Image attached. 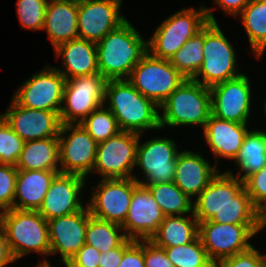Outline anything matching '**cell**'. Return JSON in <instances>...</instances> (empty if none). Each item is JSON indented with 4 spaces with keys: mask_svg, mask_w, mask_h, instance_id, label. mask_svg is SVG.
<instances>
[{
    "mask_svg": "<svg viewBox=\"0 0 266 267\" xmlns=\"http://www.w3.org/2000/svg\"><path fill=\"white\" fill-rule=\"evenodd\" d=\"M250 80L245 74L210 87L211 115L247 124L251 108Z\"/></svg>",
    "mask_w": 266,
    "mask_h": 267,
    "instance_id": "obj_16",
    "label": "cell"
},
{
    "mask_svg": "<svg viewBox=\"0 0 266 267\" xmlns=\"http://www.w3.org/2000/svg\"><path fill=\"white\" fill-rule=\"evenodd\" d=\"M244 187L253 205L261 211L266 206V165L244 180Z\"/></svg>",
    "mask_w": 266,
    "mask_h": 267,
    "instance_id": "obj_39",
    "label": "cell"
},
{
    "mask_svg": "<svg viewBox=\"0 0 266 267\" xmlns=\"http://www.w3.org/2000/svg\"><path fill=\"white\" fill-rule=\"evenodd\" d=\"M247 133V124L222 120L213 115L209 117L203 129L207 145L211 148L215 160L218 156L235 160Z\"/></svg>",
    "mask_w": 266,
    "mask_h": 267,
    "instance_id": "obj_23",
    "label": "cell"
},
{
    "mask_svg": "<svg viewBox=\"0 0 266 267\" xmlns=\"http://www.w3.org/2000/svg\"><path fill=\"white\" fill-rule=\"evenodd\" d=\"M263 224H224L206 220L198 223V236L215 264L250 249L248 241L263 230Z\"/></svg>",
    "mask_w": 266,
    "mask_h": 267,
    "instance_id": "obj_9",
    "label": "cell"
},
{
    "mask_svg": "<svg viewBox=\"0 0 266 267\" xmlns=\"http://www.w3.org/2000/svg\"><path fill=\"white\" fill-rule=\"evenodd\" d=\"M86 178L77 174L59 173L51 183L40 208L37 210L46 220L73 214L85 208L80 192Z\"/></svg>",
    "mask_w": 266,
    "mask_h": 267,
    "instance_id": "obj_21",
    "label": "cell"
},
{
    "mask_svg": "<svg viewBox=\"0 0 266 267\" xmlns=\"http://www.w3.org/2000/svg\"><path fill=\"white\" fill-rule=\"evenodd\" d=\"M203 47L204 28L187 40L169 61L186 79H193L204 60Z\"/></svg>",
    "mask_w": 266,
    "mask_h": 267,
    "instance_id": "obj_33",
    "label": "cell"
},
{
    "mask_svg": "<svg viewBox=\"0 0 266 267\" xmlns=\"http://www.w3.org/2000/svg\"><path fill=\"white\" fill-rule=\"evenodd\" d=\"M54 50L57 57H62L65 70L56 69L66 80L99 73L96 43L76 38L58 45Z\"/></svg>",
    "mask_w": 266,
    "mask_h": 267,
    "instance_id": "obj_24",
    "label": "cell"
},
{
    "mask_svg": "<svg viewBox=\"0 0 266 267\" xmlns=\"http://www.w3.org/2000/svg\"><path fill=\"white\" fill-rule=\"evenodd\" d=\"M135 240L127 238L119 247L103 252L100 255L98 267H118L120 264L124 251Z\"/></svg>",
    "mask_w": 266,
    "mask_h": 267,
    "instance_id": "obj_44",
    "label": "cell"
},
{
    "mask_svg": "<svg viewBox=\"0 0 266 267\" xmlns=\"http://www.w3.org/2000/svg\"><path fill=\"white\" fill-rule=\"evenodd\" d=\"M141 136L134 132L120 131L98 143L92 172L96 171L103 179L133 178L138 182L132 171L135 168L137 146Z\"/></svg>",
    "mask_w": 266,
    "mask_h": 267,
    "instance_id": "obj_11",
    "label": "cell"
},
{
    "mask_svg": "<svg viewBox=\"0 0 266 267\" xmlns=\"http://www.w3.org/2000/svg\"><path fill=\"white\" fill-rule=\"evenodd\" d=\"M165 216L193 213V203L174 182L146 186Z\"/></svg>",
    "mask_w": 266,
    "mask_h": 267,
    "instance_id": "obj_31",
    "label": "cell"
},
{
    "mask_svg": "<svg viewBox=\"0 0 266 267\" xmlns=\"http://www.w3.org/2000/svg\"><path fill=\"white\" fill-rule=\"evenodd\" d=\"M239 166L237 178L244 181L266 165V131L251 130L245 135L235 161Z\"/></svg>",
    "mask_w": 266,
    "mask_h": 267,
    "instance_id": "obj_29",
    "label": "cell"
},
{
    "mask_svg": "<svg viewBox=\"0 0 266 267\" xmlns=\"http://www.w3.org/2000/svg\"><path fill=\"white\" fill-rule=\"evenodd\" d=\"M14 259L10 250L4 229L0 223V267H5L9 263H13Z\"/></svg>",
    "mask_w": 266,
    "mask_h": 267,
    "instance_id": "obj_46",
    "label": "cell"
},
{
    "mask_svg": "<svg viewBox=\"0 0 266 267\" xmlns=\"http://www.w3.org/2000/svg\"><path fill=\"white\" fill-rule=\"evenodd\" d=\"M90 217L91 214L86 204L85 208L73 214L47 220L49 255L60 253L61 261L66 265L85 244L86 227Z\"/></svg>",
    "mask_w": 266,
    "mask_h": 267,
    "instance_id": "obj_18",
    "label": "cell"
},
{
    "mask_svg": "<svg viewBox=\"0 0 266 267\" xmlns=\"http://www.w3.org/2000/svg\"><path fill=\"white\" fill-rule=\"evenodd\" d=\"M164 217L149 189L139 184L133 190L128 214L121 227L129 239L150 240Z\"/></svg>",
    "mask_w": 266,
    "mask_h": 267,
    "instance_id": "obj_19",
    "label": "cell"
},
{
    "mask_svg": "<svg viewBox=\"0 0 266 267\" xmlns=\"http://www.w3.org/2000/svg\"><path fill=\"white\" fill-rule=\"evenodd\" d=\"M66 78L56 67L46 66L19 87L13 99L25 108L60 114Z\"/></svg>",
    "mask_w": 266,
    "mask_h": 267,
    "instance_id": "obj_12",
    "label": "cell"
},
{
    "mask_svg": "<svg viewBox=\"0 0 266 267\" xmlns=\"http://www.w3.org/2000/svg\"><path fill=\"white\" fill-rule=\"evenodd\" d=\"M163 249L175 267H214L199 236L186 245Z\"/></svg>",
    "mask_w": 266,
    "mask_h": 267,
    "instance_id": "obj_34",
    "label": "cell"
},
{
    "mask_svg": "<svg viewBox=\"0 0 266 267\" xmlns=\"http://www.w3.org/2000/svg\"><path fill=\"white\" fill-rule=\"evenodd\" d=\"M59 173L51 170H18L13 209L37 211Z\"/></svg>",
    "mask_w": 266,
    "mask_h": 267,
    "instance_id": "obj_26",
    "label": "cell"
},
{
    "mask_svg": "<svg viewBox=\"0 0 266 267\" xmlns=\"http://www.w3.org/2000/svg\"><path fill=\"white\" fill-rule=\"evenodd\" d=\"M118 267H145L144 243L134 241L125 251Z\"/></svg>",
    "mask_w": 266,
    "mask_h": 267,
    "instance_id": "obj_43",
    "label": "cell"
},
{
    "mask_svg": "<svg viewBox=\"0 0 266 267\" xmlns=\"http://www.w3.org/2000/svg\"><path fill=\"white\" fill-rule=\"evenodd\" d=\"M214 166L196 152H179L175 168L174 183L190 198L198 196L218 174L217 162Z\"/></svg>",
    "mask_w": 266,
    "mask_h": 267,
    "instance_id": "obj_22",
    "label": "cell"
},
{
    "mask_svg": "<svg viewBox=\"0 0 266 267\" xmlns=\"http://www.w3.org/2000/svg\"><path fill=\"white\" fill-rule=\"evenodd\" d=\"M107 80L100 74L67 79L59 117L61 124H80L105 103Z\"/></svg>",
    "mask_w": 266,
    "mask_h": 267,
    "instance_id": "obj_10",
    "label": "cell"
},
{
    "mask_svg": "<svg viewBox=\"0 0 266 267\" xmlns=\"http://www.w3.org/2000/svg\"><path fill=\"white\" fill-rule=\"evenodd\" d=\"M239 16L252 52L260 58L266 50V0H250Z\"/></svg>",
    "mask_w": 266,
    "mask_h": 267,
    "instance_id": "obj_30",
    "label": "cell"
},
{
    "mask_svg": "<svg viewBox=\"0 0 266 267\" xmlns=\"http://www.w3.org/2000/svg\"><path fill=\"white\" fill-rule=\"evenodd\" d=\"M177 155L176 143L169 138H153L142 144L138 143L135 167L139 166L145 176V181L140 180L138 183L146 187L173 182Z\"/></svg>",
    "mask_w": 266,
    "mask_h": 267,
    "instance_id": "obj_15",
    "label": "cell"
},
{
    "mask_svg": "<svg viewBox=\"0 0 266 267\" xmlns=\"http://www.w3.org/2000/svg\"><path fill=\"white\" fill-rule=\"evenodd\" d=\"M78 0H49L43 30H46L54 49L78 38Z\"/></svg>",
    "mask_w": 266,
    "mask_h": 267,
    "instance_id": "obj_25",
    "label": "cell"
},
{
    "mask_svg": "<svg viewBox=\"0 0 266 267\" xmlns=\"http://www.w3.org/2000/svg\"><path fill=\"white\" fill-rule=\"evenodd\" d=\"M36 267H52L47 260L40 261V264H38Z\"/></svg>",
    "mask_w": 266,
    "mask_h": 267,
    "instance_id": "obj_48",
    "label": "cell"
},
{
    "mask_svg": "<svg viewBox=\"0 0 266 267\" xmlns=\"http://www.w3.org/2000/svg\"><path fill=\"white\" fill-rule=\"evenodd\" d=\"M0 223L15 260L31 252L49 255L48 223L38 211L12 208L0 213Z\"/></svg>",
    "mask_w": 266,
    "mask_h": 267,
    "instance_id": "obj_6",
    "label": "cell"
},
{
    "mask_svg": "<svg viewBox=\"0 0 266 267\" xmlns=\"http://www.w3.org/2000/svg\"><path fill=\"white\" fill-rule=\"evenodd\" d=\"M99 73L108 80L128 79L131 71L148 52L147 41L129 23L123 22L97 44Z\"/></svg>",
    "mask_w": 266,
    "mask_h": 267,
    "instance_id": "obj_2",
    "label": "cell"
},
{
    "mask_svg": "<svg viewBox=\"0 0 266 267\" xmlns=\"http://www.w3.org/2000/svg\"><path fill=\"white\" fill-rule=\"evenodd\" d=\"M58 138L60 173L86 178L93 171L98 143L80 124H61Z\"/></svg>",
    "mask_w": 266,
    "mask_h": 267,
    "instance_id": "obj_14",
    "label": "cell"
},
{
    "mask_svg": "<svg viewBox=\"0 0 266 267\" xmlns=\"http://www.w3.org/2000/svg\"><path fill=\"white\" fill-rule=\"evenodd\" d=\"M17 173L16 166L0 164V213L13 208Z\"/></svg>",
    "mask_w": 266,
    "mask_h": 267,
    "instance_id": "obj_38",
    "label": "cell"
},
{
    "mask_svg": "<svg viewBox=\"0 0 266 267\" xmlns=\"http://www.w3.org/2000/svg\"><path fill=\"white\" fill-rule=\"evenodd\" d=\"M264 111H265V116H266V100L264 101Z\"/></svg>",
    "mask_w": 266,
    "mask_h": 267,
    "instance_id": "obj_49",
    "label": "cell"
},
{
    "mask_svg": "<svg viewBox=\"0 0 266 267\" xmlns=\"http://www.w3.org/2000/svg\"><path fill=\"white\" fill-rule=\"evenodd\" d=\"M192 219L183 215L165 216L158 231L151 237L156 247L169 248L186 245L198 236V221L193 213Z\"/></svg>",
    "mask_w": 266,
    "mask_h": 267,
    "instance_id": "obj_28",
    "label": "cell"
},
{
    "mask_svg": "<svg viewBox=\"0 0 266 267\" xmlns=\"http://www.w3.org/2000/svg\"><path fill=\"white\" fill-rule=\"evenodd\" d=\"M260 219L263 226H266V206L260 211Z\"/></svg>",
    "mask_w": 266,
    "mask_h": 267,
    "instance_id": "obj_47",
    "label": "cell"
},
{
    "mask_svg": "<svg viewBox=\"0 0 266 267\" xmlns=\"http://www.w3.org/2000/svg\"><path fill=\"white\" fill-rule=\"evenodd\" d=\"M160 128L166 125H201L204 129L211 116L210 88L193 79L183 83L159 107Z\"/></svg>",
    "mask_w": 266,
    "mask_h": 267,
    "instance_id": "obj_5",
    "label": "cell"
},
{
    "mask_svg": "<svg viewBox=\"0 0 266 267\" xmlns=\"http://www.w3.org/2000/svg\"><path fill=\"white\" fill-rule=\"evenodd\" d=\"M213 9L202 4L198 10L182 9L169 16L156 28L151 39L147 41L148 52L153 57L170 60L187 40L209 22L216 23Z\"/></svg>",
    "mask_w": 266,
    "mask_h": 267,
    "instance_id": "obj_4",
    "label": "cell"
},
{
    "mask_svg": "<svg viewBox=\"0 0 266 267\" xmlns=\"http://www.w3.org/2000/svg\"><path fill=\"white\" fill-rule=\"evenodd\" d=\"M204 60L193 80L203 86L212 87L240 76L236 67V53L224 36L217 22H209L204 27ZM202 76V81L198 78Z\"/></svg>",
    "mask_w": 266,
    "mask_h": 267,
    "instance_id": "obj_7",
    "label": "cell"
},
{
    "mask_svg": "<svg viewBox=\"0 0 266 267\" xmlns=\"http://www.w3.org/2000/svg\"><path fill=\"white\" fill-rule=\"evenodd\" d=\"M138 185L133 178H102L93 187L95 191L87 203L91 216L122 225L128 214L133 190Z\"/></svg>",
    "mask_w": 266,
    "mask_h": 267,
    "instance_id": "obj_13",
    "label": "cell"
},
{
    "mask_svg": "<svg viewBox=\"0 0 266 267\" xmlns=\"http://www.w3.org/2000/svg\"><path fill=\"white\" fill-rule=\"evenodd\" d=\"M185 79L169 60L153 57L147 52L127 80L160 107Z\"/></svg>",
    "mask_w": 266,
    "mask_h": 267,
    "instance_id": "obj_8",
    "label": "cell"
},
{
    "mask_svg": "<svg viewBox=\"0 0 266 267\" xmlns=\"http://www.w3.org/2000/svg\"><path fill=\"white\" fill-rule=\"evenodd\" d=\"M24 143L0 114V164L16 166Z\"/></svg>",
    "mask_w": 266,
    "mask_h": 267,
    "instance_id": "obj_36",
    "label": "cell"
},
{
    "mask_svg": "<svg viewBox=\"0 0 266 267\" xmlns=\"http://www.w3.org/2000/svg\"><path fill=\"white\" fill-rule=\"evenodd\" d=\"M228 15L238 16L250 0H214Z\"/></svg>",
    "mask_w": 266,
    "mask_h": 267,
    "instance_id": "obj_45",
    "label": "cell"
},
{
    "mask_svg": "<svg viewBox=\"0 0 266 267\" xmlns=\"http://www.w3.org/2000/svg\"><path fill=\"white\" fill-rule=\"evenodd\" d=\"M122 0H78V38L98 43L127 19L120 13Z\"/></svg>",
    "mask_w": 266,
    "mask_h": 267,
    "instance_id": "obj_17",
    "label": "cell"
},
{
    "mask_svg": "<svg viewBox=\"0 0 266 267\" xmlns=\"http://www.w3.org/2000/svg\"><path fill=\"white\" fill-rule=\"evenodd\" d=\"M48 0H17V14L22 28L43 30Z\"/></svg>",
    "mask_w": 266,
    "mask_h": 267,
    "instance_id": "obj_37",
    "label": "cell"
},
{
    "mask_svg": "<svg viewBox=\"0 0 266 267\" xmlns=\"http://www.w3.org/2000/svg\"><path fill=\"white\" fill-rule=\"evenodd\" d=\"M193 214L198 223L210 220L224 224H262L260 211L247 194L244 181L231 170L218 172L196 197Z\"/></svg>",
    "mask_w": 266,
    "mask_h": 267,
    "instance_id": "obj_1",
    "label": "cell"
},
{
    "mask_svg": "<svg viewBox=\"0 0 266 267\" xmlns=\"http://www.w3.org/2000/svg\"><path fill=\"white\" fill-rule=\"evenodd\" d=\"M58 162L59 138L49 137L26 141L16 168L17 170L60 171Z\"/></svg>",
    "mask_w": 266,
    "mask_h": 267,
    "instance_id": "obj_27",
    "label": "cell"
},
{
    "mask_svg": "<svg viewBox=\"0 0 266 267\" xmlns=\"http://www.w3.org/2000/svg\"><path fill=\"white\" fill-rule=\"evenodd\" d=\"M265 262L266 254H260V252L252 246L247 251L220 260L214 264V267H264Z\"/></svg>",
    "mask_w": 266,
    "mask_h": 267,
    "instance_id": "obj_40",
    "label": "cell"
},
{
    "mask_svg": "<svg viewBox=\"0 0 266 267\" xmlns=\"http://www.w3.org/2000/svg\"><path fill=\"white\" fill-rule=\"evenodd\" d=\"M106 106L115 116L121 131L142 134L160 129L159 107L143 96L127 79L108 80L105 87Z\"/></svg>",
    "mask_w": 266,
    "mask_h": 267,
    "instance_id": "obj_3",
    "label": "cell"
},
{
    "mask_svg": "<svg viewBox=\"0 0 266 267\" xmlns=\"http://www.w3.org/2000/svg\"><path fill=\"white\" fill-rule=\"evenodd\" d=\"M101 252L84 244L79 251L68 261L66 267H98Z\"/></svg>",
    "mask_w": 266,
    "mask_h": 267,
    "instance_id": "obj_41",
    "label": "cell"
},
{
    "mask_svg": "<svg viewBox=\"0 0 266 267\" xmlns=\"http://www.w3.org/2000/svg\"><path fill=\"white\" fill-rule=\"evenodd\" d=\"M11 99L6 113L1 116L25 142L58 137L61 121L56 112L25 108Z\"/></svg>",
    "mask_w": 266,
    "mask_h": 267,
    "instance_id": "obj_20",
    "label": "cell"
},
{
    "mask_svg": "<svg viewBox=\"0 0 266 267\" xmlns=\"http://www.w3.org/2000/svg\"><path fill=\"white\" fill-rule=\"evenodd\" d=\"M143 242L145 267H175L163 248L156 247L149 240H143Z\"/></svg>",
    "mask_w": 266,
    "mask_h": 267,
    "instance_id": "obj_42",
    "label": "cell"
},
{
    "mask_svg": "<svg viewBox=\"0 0 266 267\" xmlns=\"http://www.w3.org/2000/svg\"><path fill=\"white\" fill-rule=\"evenodd\" d=\"M121 225L103 221L91 216L88 220L85 235V244H88L101 253L119 247L126 239ZM121 232V233H120Z\"/></svg>",
    "mask_w": 266,
    "mask_h": 267,
    "instance_id": "obj_32",
    "label": "cell"
},
{
    "mask_svg": "<svg viewBox=\"0 0 266 267\" xmlns=\"http://www.w3.org/2000/svg\"><path fill=\"white\" fill-rule=\"evenodd\" d=\"M80 125L97 142H103L121 131L112 112L105 106H99Z\"/></svg>",
    "mask_w": 266,
    "mask_h": 267,
    "instance_id": "obj_35",
    "label": "cell"
}]
</instances>
